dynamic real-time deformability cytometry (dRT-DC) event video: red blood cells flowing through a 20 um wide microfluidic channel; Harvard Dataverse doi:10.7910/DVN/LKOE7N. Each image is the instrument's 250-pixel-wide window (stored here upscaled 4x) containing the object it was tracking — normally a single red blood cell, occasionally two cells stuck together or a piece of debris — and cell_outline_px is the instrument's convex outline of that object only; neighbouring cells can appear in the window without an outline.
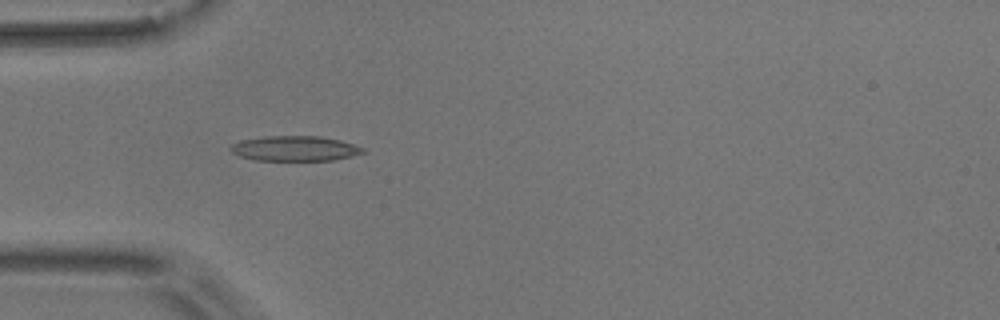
{"species": "common noctule bat (a hibernating species)", "species_latin": "Nyctalus noctula", "temperature_condition": "room temperature", "stored_images_in_passage": 2, "camera_frame_rate_fps": 3000, "um_per_image_px": 0.085, "animal": {"sex": "male", "body_mass_g": 17.9}, "frame": {"image": 1, "passage_image": 2, "time_ms": 1.333, "image_size_px": [1000, 320], "cell_outline_px": [[364, 152], [352, 156], [332, 160], [256, 160], [240, 156], [232, 152], [228, 148], [232, 144], [240, 140], [264, 136], [320, 136], [340, 140], [364, 148]], "centroid_in_image_um": [25.03, 12.61], "position_along_channel_um": 60.0, "area_um2": 19.25}}